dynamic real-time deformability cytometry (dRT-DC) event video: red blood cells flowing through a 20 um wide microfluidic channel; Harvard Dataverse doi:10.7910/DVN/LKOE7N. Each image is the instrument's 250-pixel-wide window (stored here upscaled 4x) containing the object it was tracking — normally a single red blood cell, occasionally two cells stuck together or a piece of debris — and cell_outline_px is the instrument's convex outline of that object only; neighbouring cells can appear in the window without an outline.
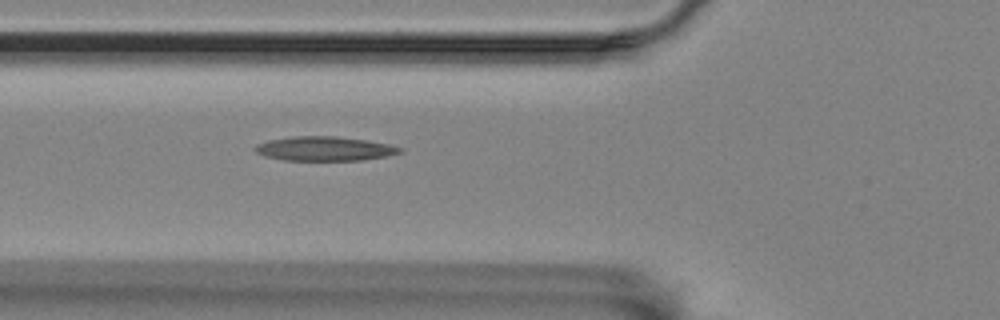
{"species": "Egyptian fruit bat (a non-hibernating species)", "species_latin": "Rousettus aegyptiacus", "temperature_condition": "room temperature", "stored_images_in_passage": 2, "camera_frame_rate_fps": 3000, "um_per_image_px": 0.085, "animal": {"sex": "female"}, "frame": {"image": 1, "passage_image": 2, "time_ms": 1.0, "image_size_px": [1000, 320], "cell_outline_px": [[404, 148], [400, 152], [384, 156], [360, 160], [284, 160], [264, 156], [256, 152], [252, 148], [256, 144], [268, 140], [292, 136], [336, 136], [364, 140], [388, 144]], "centroid_in_image_um": [27.51, 12.63], "position_along_channel_um": 98.3, "area_um2": 20.35}}